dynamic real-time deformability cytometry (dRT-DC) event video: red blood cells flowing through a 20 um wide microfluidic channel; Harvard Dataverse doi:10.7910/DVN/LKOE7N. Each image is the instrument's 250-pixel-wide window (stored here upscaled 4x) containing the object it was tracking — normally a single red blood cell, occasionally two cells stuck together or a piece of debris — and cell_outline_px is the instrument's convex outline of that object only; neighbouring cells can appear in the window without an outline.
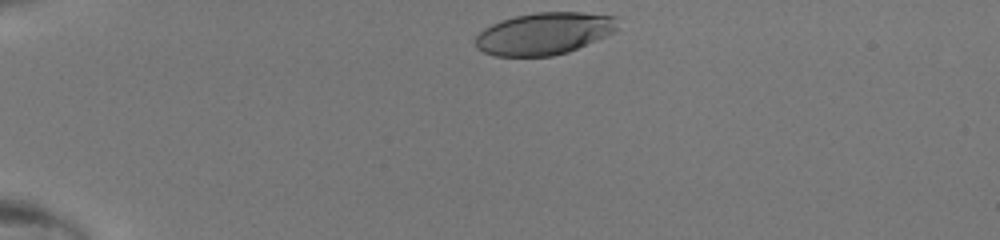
{"species": "human", "species_latin": "Homo sapiens", "temperature_condition": "room temperature", "stored_images_in_passage": 32, "camera_frame_rate_fps": 3000, "um_per_image_px": 0.085, "donor": {"sex": "male"}, "frame": {"image": 1, "passage_image": 1, "time_ms": 0.0, "image_size_px": [1000, 240], "cell_outline_px": [[616, 28], [612, 32], [604, 36], [568, 52], [552, 56], [496, 56], [484, 52], [476, 48], [476, 36], [484, 28], [500, 20], [516, 16], [536, 12], [580, 12], [616, 16]], "centroid_in_image_um": [46.21, 2.85], "position_along_channel_um": 38.8, "area_um2": 34.56}}
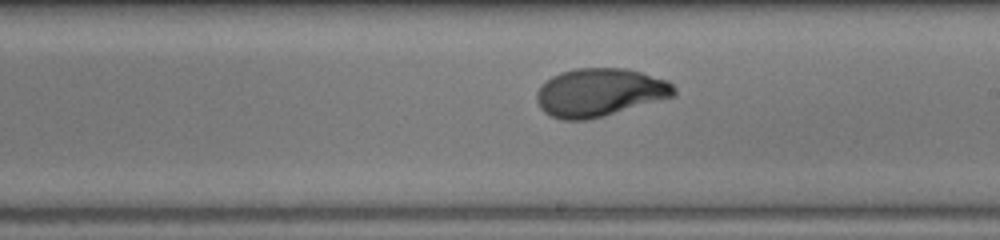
{"frame": {"image": 2, "passage_image": 19, "time_ms": 6.0, "image_size_px": [1000, 240], "cell_outline_px": [[676, 96], [604, 116], [588, 120], [560, 120], [544, 112], [540, 108], [536, 100], [536, 92], [540, 84], [544, 80], [560, 72], [576, 68], [624, 68], [640, 72], [668, 80], [676, 88]], "centroid_in_image_um": [50.95, 7.86], "position_along_channel_um": 238.0, "area_um2": 38.96}}
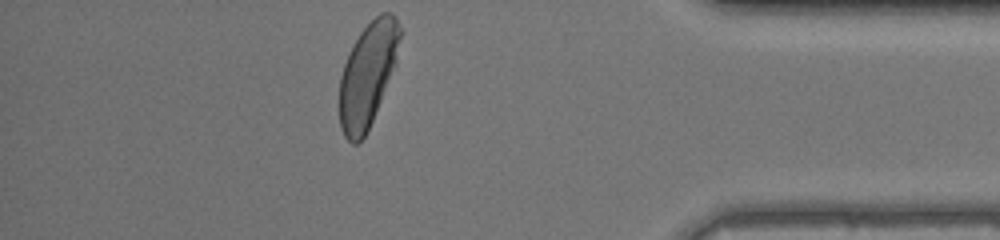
{"frame": {"image": 3, "passage_image": 32, "time_ms": 10.333, "image_size_px": [1000, 240], "cell_outline_px": [[400, 36], [396, 64], [372, 120], [364, 136], [356, 144], [352, 144], [344, 136], [340, 128], [340, 76], [344, 64], [352, 44], [360, 32], [380, 12], [388, 12], [396, 16], [400, 28]], "centroid_in_image_um": [31.25, 6.32], "position_along_channel_um": 404.0, "area_um2": 36.3}}